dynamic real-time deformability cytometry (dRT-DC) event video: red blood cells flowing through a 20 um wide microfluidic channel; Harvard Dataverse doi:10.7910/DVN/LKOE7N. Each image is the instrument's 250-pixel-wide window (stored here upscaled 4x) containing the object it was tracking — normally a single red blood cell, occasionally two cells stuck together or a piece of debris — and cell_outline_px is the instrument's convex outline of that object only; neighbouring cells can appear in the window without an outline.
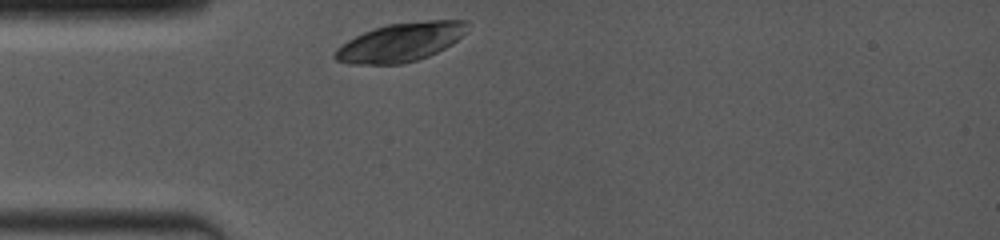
{"species": "common noctule bat (a hibernating species)", "species_latin": "Nyctalus noctula", "temperature_condition": "room temperature", "stored_images_in_passage": 17, "camera_frame_rate_fps": 4000, "um_per_image_px": 0.085, "animal": {"sex": "female", "body_mass_g": 19.0, "forearm_length_mm": 53.3}, "frame": {"image": 1, "passage_image": 1, "time_ms": 0.0, "image_size_px": [1000, 240], "cell_outline_px": [[468, 24], [464, 32], [452, 44], [428, 56], [416, 60], [400, 64], [352, 64], [336, 60], [332, 56], [336, 48], [348, 40], [364, 32], [388, 24], [424, 20], [464, 20]], "centroid_in_image_um": [34.02, 3.59], "position_along_channel_um": 51.0, "area_um2": 29.54}}
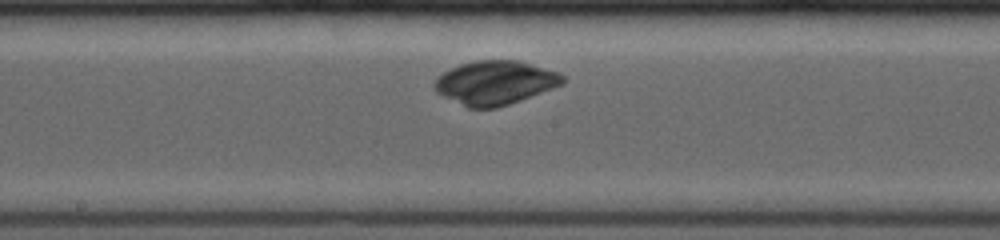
{"frame": {"image": 2, "passage_image": 8, "time_ms": 4.25, "image_size_px": [1000, 240], "cell_outline_px": [[564, 84], [520, 100], [496, 108], [468, 108], [436, 92], [432, 88], [432, 84], [444, 72], [460, 64], [476, 60], [516, 60], [560, 72], [564, 76]], "centroid_in_image_um": [42.08, 7.03], "position_along_channel_um": 206.1, "area_um2": 32.6}}
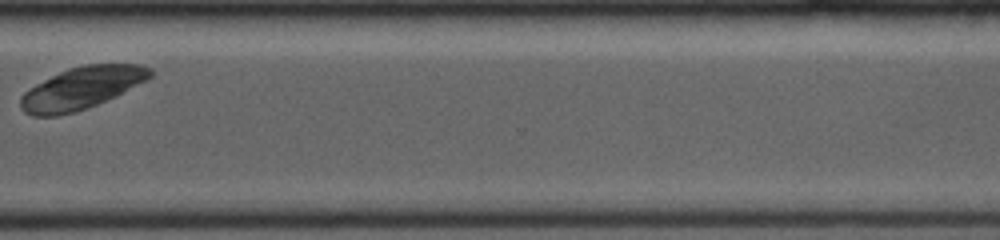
{"frame": {"image": 3, "passage_image": 15, "time_ms": 8.25, "image_size_px": [1000, 240], "cell_outline_px": [[152, 76], [116, 96], [88, 108], [56, 116], [32, 116], [24, 112], [20, 108], [20, 96], [24, 92], [36, 84], [68, 68], [84, 64], [140, 64], [152, 68]], "centroid_in_image_um": [6.92, 7.49], "position_along_channel_um": 363.7, "area_um2": 31.62}}